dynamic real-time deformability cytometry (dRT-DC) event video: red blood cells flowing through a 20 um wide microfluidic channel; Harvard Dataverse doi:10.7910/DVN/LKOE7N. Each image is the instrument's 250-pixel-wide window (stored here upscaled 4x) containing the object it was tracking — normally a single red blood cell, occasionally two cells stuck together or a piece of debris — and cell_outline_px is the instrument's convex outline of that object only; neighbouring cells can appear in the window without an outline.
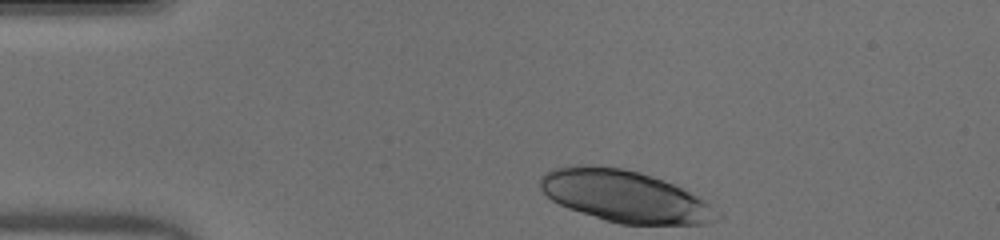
{"species": "human", "species_latin": "Homo sapiens", "temperature_condition": "warm", "stored_images_in_passage": 34, "camera_frame_rate_fps": 3000, "um_per_image_px": 0.085, "donor": {"sex": "male"}, "frame": {"image": 1, "passage_image": 1, "time_ms": 0.0, "image_size_px": [1000, 240], "cell_outline_px": [[724, 220], [708, 224], [620, 224], [604, 220], [568, 208], [552, 200], [540, 188], [540, 176], [544, 172], [552, 168], [576, 164], [592, 164], [624, 168], [640, 172], [664, 180], [704, 200], [720, 212], [724, 216]], "centroid_in_image_um": [53.12, 16.68], "position_along_channel_um": 31.9, "area_um2": 53.75}}